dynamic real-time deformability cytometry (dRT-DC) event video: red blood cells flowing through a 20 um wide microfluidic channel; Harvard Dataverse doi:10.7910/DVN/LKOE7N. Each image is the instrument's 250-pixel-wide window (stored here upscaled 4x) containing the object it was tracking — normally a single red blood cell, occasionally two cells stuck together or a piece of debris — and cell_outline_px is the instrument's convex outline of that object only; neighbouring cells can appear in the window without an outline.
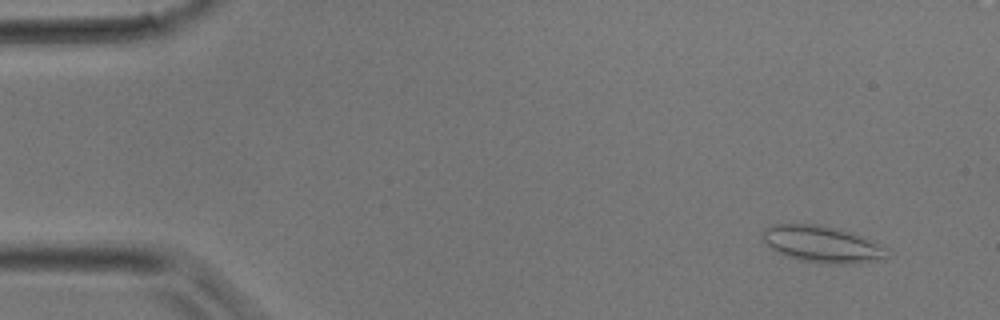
{"species": "common noctule bat (a hibernating species)", "species_latin": "Nyctalus noctula", "temperature_condition": "room temperature", "stored_images_in_passage": 36, "camera_frame_rate_fps": 3000, "um_per_image_px": 0.085, "animal": {"sex": "male", "body_mass_g": 17.9}, "frame": {"image": 1, "passage_image": 3, "time_ms": 0.667, "image_size_px": [1000, 320], "cell_outline_px": [[888, 248], [884, 260], [844, 264], [820, 264], [800, 260], [776, 252], [764, 240], [760, 232], [764, 228], [772, 224], [820, 224], [836, 228], [860, 236]], "centroid_in_image_um": [69.85, 20.76], "position_along_channel_um": 15.2, "area_um2": 26.53}}
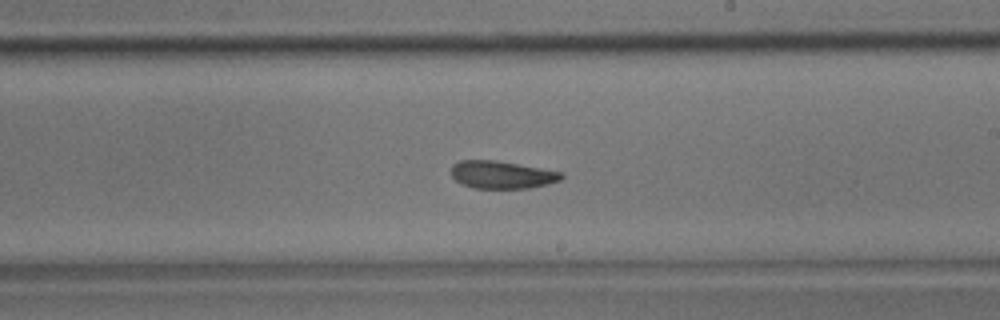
{"frame": {"image": 2, "passage_image": 21, "time_ms": 6.667, "image_size_px": [1000, 320], "cell_outline_px": [[564, 176], [560, 180], [548, 184], [528, 188], [476, 188], [460, 184], [452, 176], [452, 164], [460, 160], [496, 160], [564, 172]], "centroid_in_image_um": [42.67, 14.85], "position_along_channel_um": 246.3, "area_um2": 17.8}}
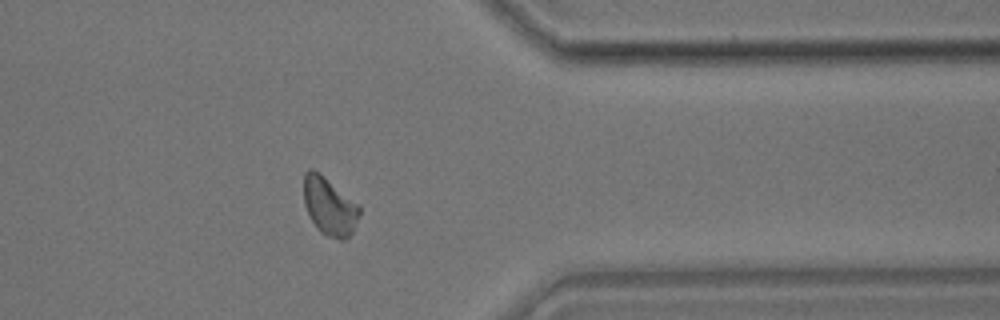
{"frame": {"image": 3, "passage_image": 29, "time_ms": 9.333, "image_size_px": [1000, 320], "cell_outline_px": [[360, 212], [352, 232], [344, 240], [340, 240], [328, 236], [320, 232], [316, 228], [304, 204], [304, 172], [308, 168], [312, 168], [324, 176], [360, 204]], "centroid_in_image_um": [28.0, 17.52], "position_along_channel_um": 383.4, "area_um2": 18.84}}